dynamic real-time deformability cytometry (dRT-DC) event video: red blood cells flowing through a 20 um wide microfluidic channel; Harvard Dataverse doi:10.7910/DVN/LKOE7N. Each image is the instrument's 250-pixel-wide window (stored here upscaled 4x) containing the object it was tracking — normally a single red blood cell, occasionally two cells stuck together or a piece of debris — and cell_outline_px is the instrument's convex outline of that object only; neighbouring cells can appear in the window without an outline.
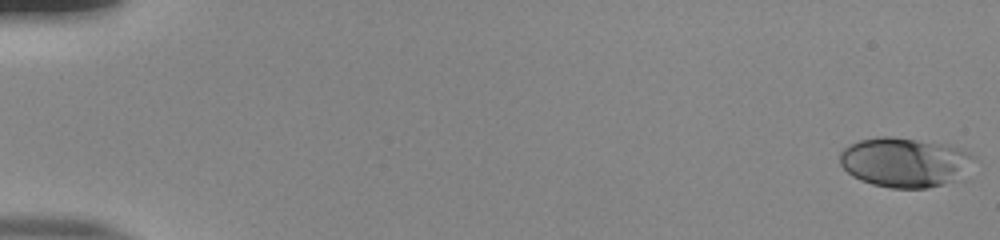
{"species": "human", "species_latin": "Homo sapiens", "temperature_condition": "room temperature", "stored_images_in_passage": 54, "camera_frame_rate_fps": 3000, "um_per_image_px": 0.085, "donor": {"sex": "male"}, "frame": {"image": 1, "passage_image": 1, "time_ms": 0.0, "image_size_px": [1000, 240], "cell_outline_px": [[976, 156], [968, 180], [928, 188], [892, 188], [872, 184], [860, 180], [852, 176], [840, 164], [840, 152], [848, 144], [860, 140], [880, 136], [888, 136], [916, 140], [940, 144], [956, 148], [968, 152]], "centroid_in_image_um": [76.99, 13.83], "position_along_channel_um": 8.0, "area_um2": 39.48}}
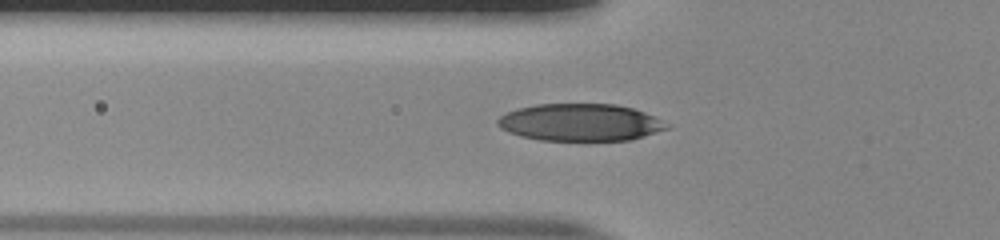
{"frame": {"image": 2, "passage_image": 20, "time_ms": 6.333, "image_size_px": [1000, 240], "cell_outline_px": [[672, 128], [632, 140], [540, 140], [520, 136], [508, 132], [500, 128], [496, 124], [496, 120], [500, 116], [516, 108], [536, 104], [616, 104], [632, 108], [644, 112], [660, 120]], "centroid_in_image_um": [49.3, 10.4], "position_along_channel_um": 76.5, "area_um2": 36.76}}
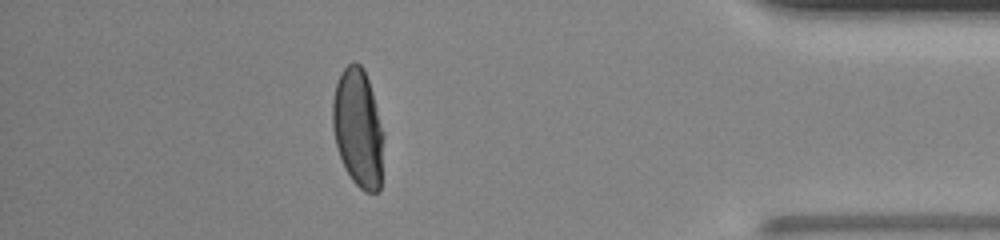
{"frame": {"image": 3, "passage_image": 48, "time_ms": 15.667, "image_size_px": [1000, 240], "cell_outline_px": [[384, 136], [380, 192], [364, 192], [352, 180], [344, 168], [336, 144], [332, 128], [332, 100], [336, 84], [340, 72], [352, 60], [356, 60], [364, 68], [372, 92], [384, 132]], "centroid_in_image_um": [30.44, 10.88], "position_along_channel_um": 404.8, "area_um2": 35.66}, "authors_computed_cell_mechanics": {"area_um2": 36.7608, "velocity_mm_per_s": 3.886, "shape_relaxation_time_tau1_ms": 4.265, "shape_relaxation_time_tau2_ms": null, "deformation_change_tau1": 0.2124, "deformation_change_tau2": null}}